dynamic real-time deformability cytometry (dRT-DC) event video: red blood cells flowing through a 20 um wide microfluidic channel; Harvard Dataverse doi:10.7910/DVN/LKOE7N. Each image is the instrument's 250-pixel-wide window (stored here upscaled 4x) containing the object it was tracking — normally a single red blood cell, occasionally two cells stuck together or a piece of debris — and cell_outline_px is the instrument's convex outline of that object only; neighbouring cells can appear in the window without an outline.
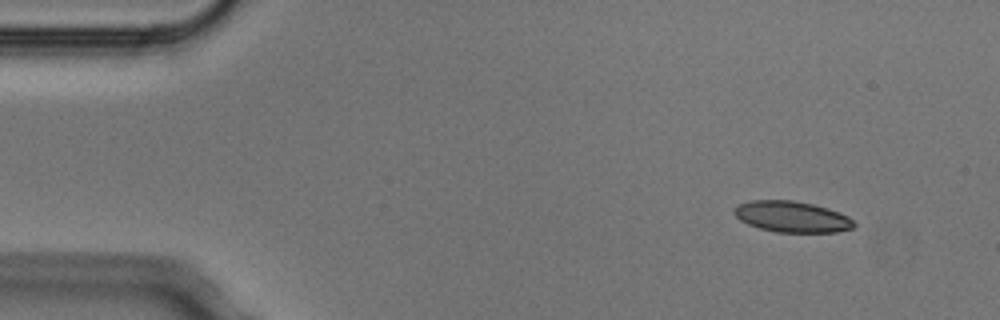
{"species": "Egyptian fruit bat (a non-hibernating species)", "species_latin": "Rousettus aegyptiacus", "temperature_condition": "cold", "stored_images_in_passage": 4, "camera_frame_rate_fps": 3000, "um_per_image_px": 0.085, "animal": {"sex": "male"}, "frame": {"image": 1, "passage_image": 1, "time_ms": 0.0, "image_size_px": [1000, 320], "cell_outline_px": [[856, 224], [852, 228], [836, 232], [776, 232], [760, 228], [748, 224], [740, 220], [732, 212], [740, 204], [752, 200], [792, 200], [812, 204], [828, 208], [848, 216]], "centroid_in_image_um": [67.32, 18.42], "position_along_channel_um": 17.7, "area_um2": 21.5}}